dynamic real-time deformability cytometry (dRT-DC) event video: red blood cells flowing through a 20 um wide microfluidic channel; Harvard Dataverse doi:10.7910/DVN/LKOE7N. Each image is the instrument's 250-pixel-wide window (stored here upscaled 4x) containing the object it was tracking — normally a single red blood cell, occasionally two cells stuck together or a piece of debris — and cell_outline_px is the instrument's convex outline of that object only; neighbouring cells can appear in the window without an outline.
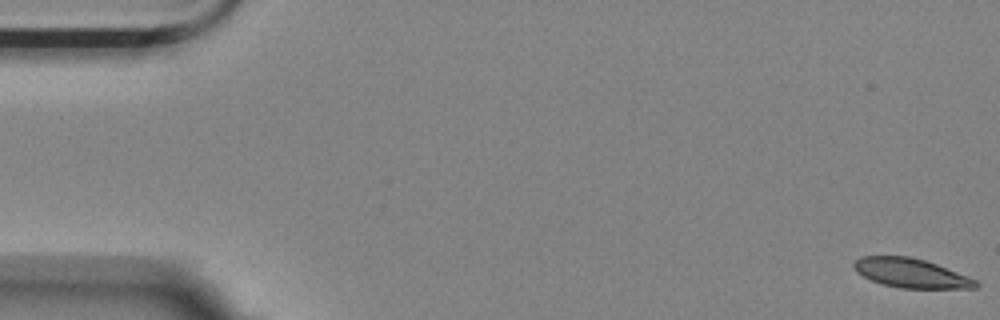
{"species": "Egyptian fruit bat (a non-hibernating species)", "species_latin": "Rousettus aegyptiacus", "temperature_condition": "room temperature", "stored_images_in_passage": 5, "camera_frame_rate_fps": 3000, "um_per_image_px": 0.085, "animal": {"sex": "female"}, "frame": {"image": 1, "passage_image": 1, "time_ms": 0.0, "image_size_px": [1000, 320], "cell_outline_px": [[980, 284], [976, 288], [900, 288], [884, 284], [872, 280], [856, 272], [852, 264], [860, 256], [908, 256], [924, 260], [936, 264], [968, 276], [976, 280]], "centroid_in_image_um": [77.43, 23.21], "position_along_channel_um": 7.6, "area_um2": 20.58}}
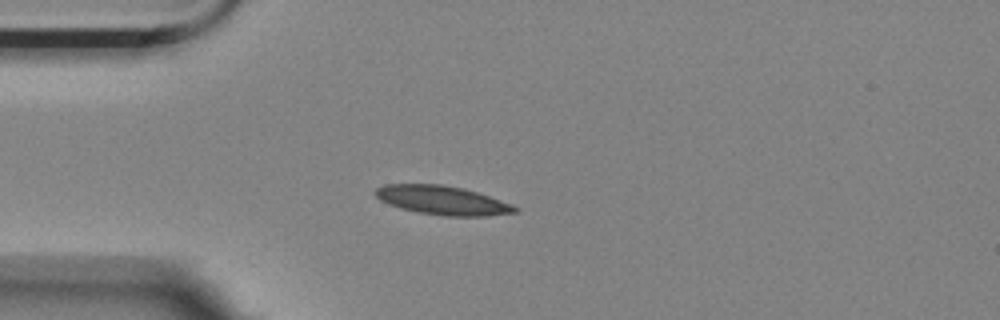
{"frame": {"image": 2, "passage_image": 5, "time_ms": 1.333, "image_size_px": [1000, 320], "cell_outline_px": [[516, 212], [488, 216], [444, 216], [420, 212], [400, 208], [388, 204], [380, 200], [372, 192], [376, 188], [384, 184], [440, 184], [464, 188], [512, 204], [516, 208]], "centroid_in_image_um": [37.55, 17.02], "position_along_channel_um": 47.5, "area_um2": 23.41}}